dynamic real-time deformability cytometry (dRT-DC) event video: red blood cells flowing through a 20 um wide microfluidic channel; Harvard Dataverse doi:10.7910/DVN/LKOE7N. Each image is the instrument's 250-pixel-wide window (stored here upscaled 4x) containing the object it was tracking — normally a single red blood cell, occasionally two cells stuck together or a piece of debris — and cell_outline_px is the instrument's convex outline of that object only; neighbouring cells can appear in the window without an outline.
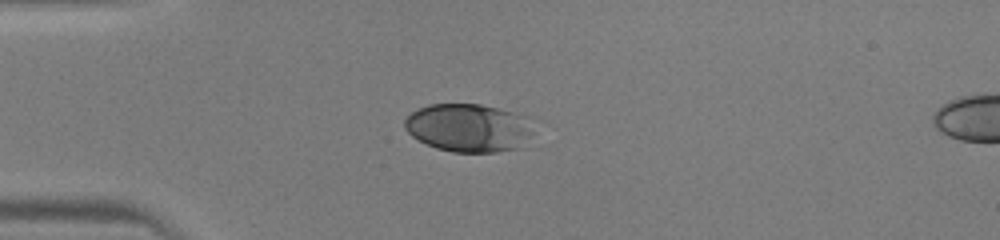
{"species": "human", "species_latin": "Homo sapiens", "temperature_condition": "warm", "stored_images_in_passage": 35, "camera_frame_rate_fps": 3000, "um_per_image_px": 0.085, "donor": {"sex": "male"}, "frame": {"image": 1, "passage_image": 1, "time_ms": 0.0, "image_size_px": [1000, 240], "cell_outline_px": [[532, 132], [520, 148], [496, 152], [452, 152], [436, 148], [412, 136], [404, 128], [404, 120], [412, 112], [428, 104], [480, 104], [512, 112], [524, 116]], "centroid_in_image_um": [39.78, 10.87], "position_along_channel_um": 45.2, "area_um2": 35.78}}
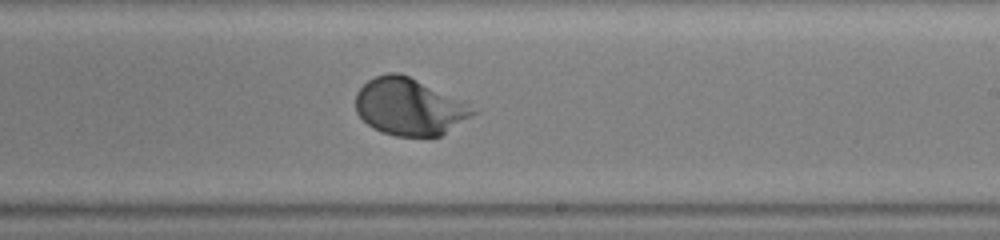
{"frame": {"image": 2, "passage_image": 17, "time_ms": 5.333, "image_size_px": [1000, 240], "cell_outline_px": [[480, 112], [440, 136], [396, 136], [380, 132], [372, 128], [356, 112], [356, 92], [368, 80], [376, 76], [388, 72], [400, 72]], "centroid_in_image_um": [34.73, 9.1], "position_along_channel_um": 254.3, "area_um2": 38.15}}
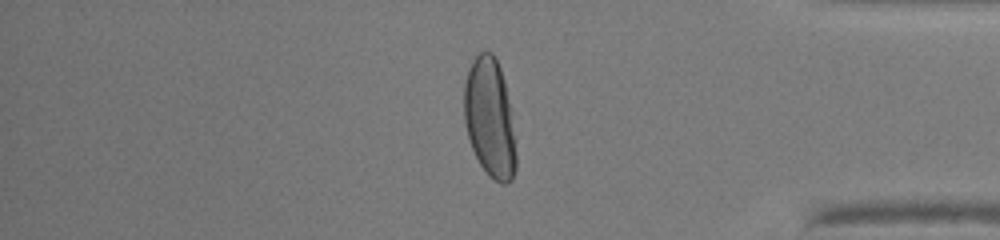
{"frame": {"image": 3, "passage_image": 28, "time_ms": 9.0, "image_size_px": [1000, 240], "cell_outline_px": [[516, 168], [512, 180], [504, 184], [500, 184], [488, 176], [480, 164], [472, 148], [468, 136], [464, 120], [464, 84], [468, 68], [472, 60], [480, 52], [492, 52], [500, 68], [504, 80], [516, 140]], "centroid_in_image_um": [41.63, 10.07], "position_along_channel_um": 393.6, "area_um2": 36.18}}